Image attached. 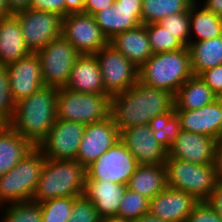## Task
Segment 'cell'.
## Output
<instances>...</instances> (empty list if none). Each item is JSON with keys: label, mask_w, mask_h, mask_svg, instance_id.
Listing matches in <instances>:
<instances>
[{"label": "cell", "mask_w": 222, "mask_h": 222, "mask_svg": "<svg viewBox=\"0 0 222 222\" xmlns=\"http://www.w3.org/2000/svg\"><path fill=\"white\" fill-rule=\"evenodd\" d=\"M174 95L141 82L111 96L110 116L121 132L131 126L149 125L157 115L175 112Z\"/></svg>", "instance_id": "obj_1"}, {"label": "cell", "mask_w": 222, "mask_h": 222, "mask_svg": "<svg viewBox=\"0 0 222 222\" xmlns=\"http://www.w3.org/2000/svg\"><path fill=\"white\" fill-rule=\"evenodd\" d=\"M57 95V87L43 86L19 100L8 125L36 147L57 120Z\"/></svg>", "instance_id": "obj_2"}, {"label": "cell", "mask_w": 222, "mask_h": 222, "mask_svg": "<svg viewBox=\"0 0 222 222\" xmlns=\"http://www.w3.org/2000/svg\"><path fill=\"white\" fill-rule=\"evenodd\" d=\"M193 75L188 47L152 54L138 68L139 82L173 95Z\"/></svg>", "instance_id": "obj_3"}, {"label": "cell", "mask_w": 222, "mask_h": 222, "mask_svg": "<svg viewBox=\"0 0 222 222\" xmlns=\"http://www.w3.org/2000/svg\"><path fill=\"white\" fill-rule=\"evenodd\" d=\"M86 168L76 160L45 158L32 201L42 203L59 197L84 195Z\"/></svg>", "instance_id": "obj_4"}, {"label": "cell", "mask_w": 222, "mask_h": 222, "mask_svg": "<svg viewBox=\"0 0 222 222\" xmlns=\"http://www.w3.org/2000/svg\"><path fill=\"white\" fill-rule=\"evenodd\" d=\"M44 163V155L35 147L16 166L0 176V206L30 201Z\"/></svg>", "instance_id": "obj_5"}, {"label": "cell", "mask_w": 222, "mask_h": 222, "mask_svg": "<svg viewBox=\"0 0 222 222\" xmlns=\"http://www.w3.org/2000/svg\"><path fill=\"white\" fill-rule=\"evenodd\" d=\"M57 119L80 122L85 125L110 117L111 97L58 88L56 98Z\"/></svg>", "instance_id": "obj_6"}, {"label": "cell", "mask_w": 222, "mask_h": 222, "mask_svg": "<svg viewBox=\"0 0 222 222\" xmlns=\"http://www.w3.org/2000/svg\"><path fill=\"white\" fill-rule=\"evenodd\" d=\"M167 186L206 201L218 179L213 164L198 165L184 160L166 158Z\"/></svg>", "instance_id": "obj_7"}, {"label": "cell", "mask_w": 222, "mask_h": 222, "mask_svg": "<svg viewBox=\"0 0 222 222\" xmlns=\"http://www.w3.org/2000/svg\"><path fill=\"white\" fill-rule=\"evenodd\" d=\"M35 53L40 62L45 86L65 87L75 60L80 56L74 46L61 36Z\"/></svg>", "instance_id": "obj_8"}, {"label": "cell", "mask_w": 222, "mask_h": 222, "mask_svg": "<svg viewBox=\"0 0 222 222\" xmlns=\"http://www.w3.org/2000/svg\"><path fill=\"white\" fill-rule=\"evenodd\" d=\"M95 57L105 92L110 97L125 92L138 82V67L110 43L99 50Z\"/></svg>", "instance_id": "obj_9"}, {"label": "cell", "mask_w": 222, "mask_h": 222, "mask_svg": "<svg viewBox=\"0 0 222 222\" xmlns=\"http://www.w3.org/2000/svg\"><path fill=\"white\" fill-rule=\"evenodd\" d=\"M137 166L136 158L119 139L86 168V180L127 185Z\"/></svg>", "instance_id": "obj_10"}, {"label": "cell", "mask_w": 222, "mask_h": 222, "mask_svg": "<svg viewBox=\"0 0 222 222\" xmlns=\"http://www.w3.org/2000/svg\"><path fill=\"white\" fill-rule=\"evenodd\" d=\"M19 21L25 44L32 53L62 36V19L52 12L27 9L13 14Z\"/></svg>", "instance_id": "obj_11"}, {"label": "cell", "mask_w": 222, "mask_h": 222, "mask_svg": "<svg viewBox=\"0 0 222 222\" xmlns=\"http://www.w3.org/2000/svg\"><path fill=\"white\" fill-rule=\"evenodd\" d=\"M62 36L80 55H95L109 43L93 15L70 13L62 19Z\"/></svg>", "instance_id": "obj_12"}, {"label": "cell", "mask_w": 222, "mask_h": 222, "mask_svg": "<svg viewBox=\"0 0 222 222\" xmlns=\"http://www.w3.org/2000/svg\"><path fill=\"white\" fill-rule=\"evenodd\" d=\"M85 127L80 122L57 119L36 147L48 159L76 160Z\"/></svg>", "instance_id": "obj_13"}, {"label": "cell", "mask_w": 222, "mask_h": 222, "mask_svg": "<svg viewBox=\"0 0 222 222\" xmlns=\"http://www.w3.org/2000/svg\"><path fill=\"white\" fill-rule=\"evenodd\" d=\"M97 25L110 41L117 34L142 25V0H115L95 15Z\"/></svg>", "instance_id": "obj_14"}, {"label": "cell", "mask_w": 222, "mask_h": 222, "mask_svg": "<svg viewBox=\"0 0 222 222\" xmlns=\"http://www.w3.org/2000/svg\"><path fill=\"white\" fill-rule=\"evenodd\" d=\"M120 139V131L112 117L87 124L76 161L87 168Z\"/></svg>", "instance_id": "obj_15"}, {"label": "cell", "mask_w": 222, "mask_h": 222, "mask_svg": "<svg viewBox=\"0 0 222 222\" xmlns=\"http://www.w3.org/2000/svg\"><path fill=\"white\" fill-rule=\"evenodd\" d=\"M120 140L136 158L138 164H165L167 151L159 144L149 125L123 129L120 132Z\"/></svg>", "instance_id": "obj_16"}, {"label": "cell", "mask_w": 222, "mask_h": 222, "mask_svg": "<svg viewBox=\"0 0 222 222\" xmlns=\"http://www.w3.org/2000/svg\"><path fill=\"white\" fill-rule=\"evenodd\" d=\"M217 139L181 130L167 151V158L184 160L198 165L213 164Z\"/></svg>", "instance_id": "obj_17"}, {"label": "cell", "mask_w": 222, "mask_h": 222, "mask_svg": "<svg viewBox=\"0 0 222 222\" xmlns=\"http://www.w3.org/2000/svg\"><path fill=\"white\" fill-rule=\"evenodd\" d=\"M9 85L15 102L29 97L45 86L36 53L7 64Z\"/></svg>", "instance_id": "obj_18"}, {"label": "cell", "mask_w": 222, "mask_h": 222, "mask_svg": "<svg viewBox=\"0 0 222 222\" xmlns=\"http://www.w3.org/2000/svg\"><path fill=\"white\" fill-rule=\"evenodd\" d=\"M199 202L193 195L167 186L150 200L149 213L166 222H186Z\"/></svg>", "instance_id": "obj_19"}, {"label": "cell", "mask_w": 222, "mask_h": 222, "mask_svg": "<svg viewBox=\"0 0 222 222\" xmlns=\"http://www.w3.org/2000/svg\"><path fill=\"white\" fill-rule=\"evenodd\" d=\"M181 129L220 139L222 109L219 97L212 103L196 110H175Z\"/></svg>", "instance_id": "obj_20"}, {"label": "cell", "mask_w": 222, "mask_h": 222, "mask_svg": "<svg viewBox=\"0 0 222 222\" xmlns=\"http://www.w3.org/2000/svg\"><path fill=\"white\" fill-rule=\"evenodd\" d=\"M65 88L76 92L107 94L95 55H80L75 60Z\"/></svg>", "instance_id": "obj_21"}, {"label": "cell", "mask_w": 222, "mask_h": 222, "mask_svg": "<svg viewBox=\"0 0 222 222\" xmlns=\"http://www.w3.org/2000/svg\"><path fill=\"white\" fill-rule=\"evenodd\" d=\"M127 185L100 180H86L84 195L93 203L101 218L118 214Z\"/></svg>", "instance_id": "obj_22"}, {"label": "cell", "mask_w": 222, "mask_h": 222, "mask_svg": "<svg viewBox=\"0 0 222 222\" xmlns=\"http://www.w3.org/2000/svg\"><path fill=\"white\" fill-rule=\"evenodd\" d=\"M32 52L25 44L18 19L14 16L0 18V65L13 63Z\"/></svg>", "instance_id": "obj_23"}, {"label": "cell", "mask_w": 222, "mask_h": 222, "mask_svg": "<svg viewBox=\"0 0 222 222\" xmlns=\"http://www.w3.org/2000/svg\"><path fill=\"white\" fill-rule=\"evenodd\" d=\"M109 43L138 68L153 54L146 25L117 34Z\"/></svg>", "instance_id": "obj_24"}, {"label": "cell", "mask_w": 222, "mask_h": 222, "mask_svg": "<svg viewBox=\"0 0 222 222\" xmlns=\"http://www.w3.org/2000/svg\"><path fill=\"white\" fill-rule=\"evenodd\" d=\"M35 146L9 125L0 129V176H3L21 159H23Z\"/></svg>", "instance_id": "obj_25"}, {"label": "cell", "mask_w": 222, "mask_h": 222, "mask_svg": "<svg viewBox=\"0 0 222 222\" xmlns=\"http://www.w3.org/2000/svg\"><path fill=\"white\" fill-rule=\"evenodd\" d=\"M167 187L165 164H138L127 188L152 199Z\"/></svg>", "instance_id": "obj_26"}, {"label": "cell", "mask_w": 222, "mask_h": 222, "mask_svg": "<svg viewBox=\"0 0 222 222\" xmlns=\"http://www.w3.org/2000/svg\"><path fill=\"white\" fill-rule=\"evenodd\" d=\"M218 97L200 76L190 77L174 95V110H196Z\"/></svg>", "instance_id": "obj_27"}, {"label": "cell", "mask_w": 222, "mask_h": 222, "mask_svg": "<svg viewBox=\"0 0 222 222\" xmlns=\"http://www.w3.org/2000/svg\"><path fill=\"white\" fill-rule=\"evenodd\" d=\"M191 42L222 36V17L207 10L197 0L189 9Z\"/></svg>", "instance_id": "obj_28"}, {"label": "cell", "mask_w": 222, "mask_h": 222, "mask_svg": "<svg viewBox=\"0 0 222 222\" xmlns=\"http://www.w3.org/2000/svg\"><path fill=\"white\" fill-rule=\"evenodd\" d=\"M188 49L192 72L196 76L207 69L222 65V36L191 42Z\"/></svg>", "instance_id": "obj_29"}, {"label": "cell", "mask_w": 222, "mask_h": 222, "mask_svg": "<svg viewBox=\"0 0 222 222\" xmlns=\"http://www.w3.org/2000/svg\"><path fill=\"white\" fill-rule=\"evenodd\" d=\"M196 0H142V25L158 23L165 17L189 11Z\"/></svg>", "instance_id": "obj_30"}, {"label": "cell", "mask_w": 222, "mask_h": 222, "mask_svg": "<svg viewBox=\"0 0 222 222\" xmlns=\"http://www.w3.org/2000/svg\"><path fill=\"white\" fill-rule=\"evenodd\" d=\"M149 127L159 144L168 151L172 142L181 132L180 119L175 112H167L155 116L150 122Z\"/></svg>", "instance_id": "obj_31"}, {"label": "cell", "mask_w": 222, "mask_h": 222, "mask_svg": "<svg viewBox=\"0 0 222 222\" xmlns=\"http://www.w3.org/2000/svg\"><path fill=\"white\" fill-rule=\"evenodd\" d=\"M40 203L22 201L0 206V222H41Z\"/></svg>", "instance_id": "obj_32"}, {"label": "cell", "mask_w": 222, "mask_h": 222, "mask_svg": "<svg viewBox=\"0 0 222 222\" xmlns=\"http://www.w3.org/2000/svg\"><path fill=\"white\" fill-rule=\"evenodd\" d=\"M150 199L126 188L123 198L121 199L117 216L137 220L144 214L149 213Z\"/></svg>", "instance_id": "obj_33"}, {"label": "cell", "mask_w": 222, "mask_h": 222, "mask_svg": "<svg viewBox=\"0 0 222 222\" xmlns=\"http://www.w3.org/2000/svg\"><path fill=\"white\" fill-rule=\"evenodd\" d=\"M76 197H59L40 203L41 222H67Z\"/></svg>", "instance_id": "obj_34"}, {"label": "cell", "mask_w": 222, "mask_h": 222, "mask_svg": "<svg viewBox=\"0 0 222 222\" xmlns=\"http://www.w3.org/2000/svg\"><path fill=\"white\" fill-rule=\"evenodd\" d=\"M146 31L153 54L180 50L185 47L166 28L160 26L158 23L146 25Z\"/></svg>", "instance_id": "obj_35"}, {"label": "cell", "mask_w": 222, "mask_h": 222, "mask_svg": "<svg viewBox=\"0 0 222 222\" xmlns=\"http://www.w3.org/2000/svg\"><path fill=\"white\" fill-rule=\"evenodd\" d=\"M158 24L177 38L185 47L190 39V16L189 11L171 14L160 20Z\"/></svg>", "instance_id": "obj_36"}, {"label": "cell", "mask_w": 222, "mask_h": 222, "mask_svg": "<svg viewBox=\"0 0 222 222\" xmlns=\"http://www.w3.org/2000/svg\"><path fill=\"white\" fill-rule=\"evenodd\" d=\"M14 101L9 85V76L6 65H0V121L8 125L14 114Z\"/></svg>", "instance_id": "obj_37"}, {"label": "cell", "mask_w": 222, "mask_h": 222, "mask_svg": "<svg viewBox=\"0 0 222 222\" xmlns=\"http://www.w3.org/2000/svg\"><path fill=\"white\" fill-rule=\"evenodd\" d=\"M98 214L93 203L85 196L76 197L70 218L67 222H100Z\"/></svg>", "instance_id": "obj_38"}, {"label": "cell", "mask_w": 222, "mask_h": 222, "mask_svg": "<svg viewBox=\"0 0 222 222\" xmlns=\"http://www.w3.org/2000/svg\"><path fill=\"white\" fill-rule=\"evenodd\" d=\"M186 222H222V218L206 201H200L189 214Z\"/></svg>", "instance_id": "obj_39"}, {"label": "cell", "mask_w": 222, "mask_h": 222, "mask_svg": "<svg viewBox=\"0 0 222 222\" xmlns=\"http://www.w3.org/2000/svg\"><path fill=\"white\" fill-rule=\"evenodd\" d=\"M217 97L222 96V65L203 71L199 75Z\"/></svg>", "instance_id": "obj_40"}, {"label": "cell", "mask_w": 222, "mask_h": 222, "mask_svg": "<svg viewBox=\"0 0 222 222\" xmlns=\"http://www.w3.org/2000/svg\"><path fill=\"white\" fill-rule=\"evenodd\" d=\"M30 9L56 13L61 17L66 16L65 0H31Z\"/></svg>", "instance_id": "obj_41"}, {"label": "cell", "mask_w": 222, "mask_h": 222, "mask_svg": "<svg viewBox=\"0 0 222 222\" xmlns=\"http://www.w3.org/2000/svg\"><path fill=\"white\" fill-rule=\"evenodd\" d=\"M206 202L222 218V181L218 180Z\"/></svg>", "instance_id": "obj_42"}, {"label": "cell", "mask_w": 222, "mask_h": 222, "mask_svg": "<svg viewBox=\"0 0 222 222\" xmlns=\"http://www.w3.org/2000/svg\"><path fill=\"white\" fill-rule=\"evenodd\" d=\"M114 2L115 0H86L83 12L94 16L103 8L113 5Z\"/></svg>", "instance_id": "obj_43"}, {"label": "cell", "mask_w": 222, "mask_h": 222, "mask_svg": "<svg viewBox=\"0 0 222 222\" xmlns=\"http://www.w3.org/2000/svg\"><path fill=\"white\" fill-rule=\"evenodd\" d=\"M213 165L217 179L222 181V138L217 140Z\"/></svg>", "instance_id": "obj_44"}, {"label": "cell", "mask_w": 222, "mask_h": 222, "mask_svg": "<svg viewBox=\"0 0 222 222\" xmlns=\"http://www.w3.org/2000/svg\"><path fill=\"white\" fill-rule=\"evenodd\" d=\"M9 11L12 14L30 8L31 0H6Z\"/></svg>", "instance_id": "obj_45"}, {"label": "cell", "mask_w": 222, "mask_h": 222, "mask_svg": "<svg viewBox=\"0 0 222 222\" xmlns=\"http://www.w3.org/2000/svg\"><path fill=\"white\" fill-rule=\"evenodd\" d=\"M207 10L213 12L219 17H222V0H197Z\"/></svg>", "instance_id": "obj_46"}, {"label": "cell", "mask_w": 222, "mask_h": 222, "mask_svg": "<svg viewBox=\"0 0 222 222\" xmlns=\"http://www.w3.org/2000/svg\"><path fill=\"white\" fill-rule=\"evenodd\" d=\"M86 0H65L66 16L70 13L83 12Z\"/></svg>", "instance_id": "obj_47"}, {"label": "cell", "mask_w": 222, "mask_h": 222, "mask_svg": "<svg viewBox=\"0 0 222 222\" xmlns=\"http://www.w3.org/2000/svg\"><path fill=\"white\" fill-rule=\"evenodd\" d=\"M133 222H166V221H163L162 219H159L158 217L153 216L150 213H147L139 217L137 220H134Z\"/></svg>", "instance_id": "obj_48"}, {"label": "cell", "mask_w": 222, "mask_h": 222, "mask_svg": "<svg viewBox=\"0 0 222 222\" xmlns=\"http://www.w3.org/2000/svg\"><path fill=\"white\" fill-rule=\"evenodd\" d=\"M100 222H133V221L114 215L109 217H103L100 219Z\"/></svg>", "instance_id": "obj_49"}, {"label": "cell", "mask_w": 222, "mask_h": 222, "mask_svg": "<svg viewBox=\"0 0 222 222\" xmlns=\"http://www.w3.org/2000/svg\"><path fill=\"white\" fill-rule=\"evenodd\" d=\"M13 15L7 6L6 0H0V18Z\"/></svg>", "instance_id": "obj_50"}, {"label": "cell", "mask_w": 222, "mask_h": 222, "mask_svg": "<svg viewBox=\"0 0 222 222\" xmlns=\"http://www.w3.org/2000/svg\"><path fill=\"white\" fill-rule=\"evenodd\" d=\"M219 103L221 104V109H222V96L219 97ZM220 138H222V122H221Z\"/></svg>", "instance_id": "obj_51"}, {"label": "cell", "mask_w": 222, "mask_h": 222, "mask_svg": "<svg viewBox=\"0 0 222 222\" xmlns=\"http://www.w3.org/2000/svg\"><path fill=\"white\" fill-rule=\"evenodd\" d=\"M5 124L2 122V121H0V129L4 126Z\"/></svg>", "instance_id": "obj_52"}]
</instances>
